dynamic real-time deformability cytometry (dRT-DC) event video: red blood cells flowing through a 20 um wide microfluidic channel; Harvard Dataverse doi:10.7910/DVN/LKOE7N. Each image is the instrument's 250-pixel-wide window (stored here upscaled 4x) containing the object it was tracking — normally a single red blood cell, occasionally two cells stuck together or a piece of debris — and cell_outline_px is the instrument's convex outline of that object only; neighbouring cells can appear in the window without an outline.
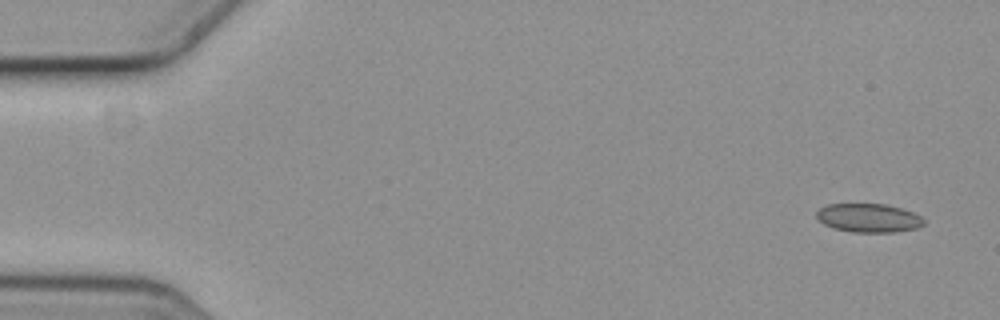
{"species": "common noctule bat (a hibernating species)", "species_latin": "Nyctalus noctula", "temperature_condition": "cold", "stored_images_in_passage": 6, "camera_frame_rate_fps": 3000, "um_per_image_px": 0.085, "animal": {"sex": "female", "body_mass_g": 19.3, "forearm_length_mm": 54.1}, "frame": {"image": 1, "passage_image": 1, "time_ms": 0.0, "image_size_px": [1000, 320], "cell_outline_px": [[924, 224], [916, 228], [896, 232], [852, 232], [832, 228], [824, 224], [816, 216], [816, 212], [820, 208], [828, 204], [888, 204], [912, 212], [920, 216], [924, 220]], "centroid_in_image_um": [73.82, 18.52], "position_along_channel_um": 11.2, "area_um2": 17.92}}